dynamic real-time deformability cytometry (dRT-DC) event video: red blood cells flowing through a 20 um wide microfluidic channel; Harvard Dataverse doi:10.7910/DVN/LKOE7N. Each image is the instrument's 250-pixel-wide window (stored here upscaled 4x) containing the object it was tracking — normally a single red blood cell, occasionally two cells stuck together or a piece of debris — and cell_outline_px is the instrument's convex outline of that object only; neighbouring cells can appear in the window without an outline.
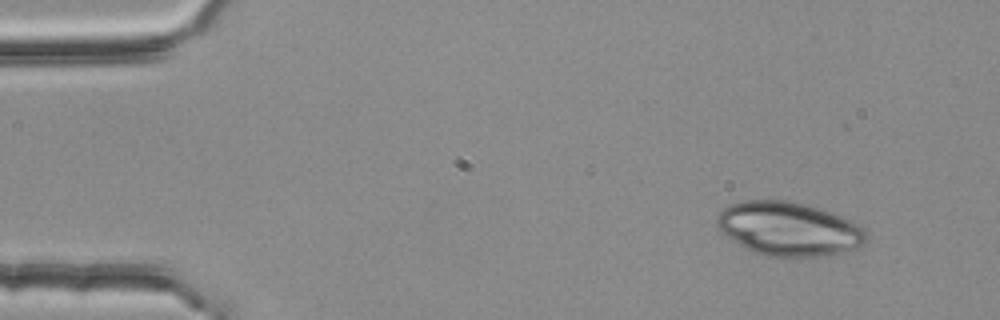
{"species": "common noctule bat (a hibernating species)", "species_latin": "Nyctalus noctula", "temperature_condition": "room temperature", "stored_images_in_passage": 3, "camera_frame_rate_fps": 3000, "um_per_image_px": 0.085, "animal": {"sex": "female", "body_mass_g": 25.1}, "frame": {"image": 1, "passage_image": 1, "time_ms": 0.0, "image_size_px": [1000, 320], "cell_outline_px": [[868, 240], [864, 244], [856, 248], [828, 256], [768, 256], [756, 252], [724, 236], [716, 224], [716, 216], [724, 208], [732, 204], [744, 200], [784, 200], [804, 204], [840, 216], [864, 228], [868, 236]], "centroid_in_image_um": [67.04, 19.46], "position_along_channel_um": 18.0, "area_um2": 46.41}}